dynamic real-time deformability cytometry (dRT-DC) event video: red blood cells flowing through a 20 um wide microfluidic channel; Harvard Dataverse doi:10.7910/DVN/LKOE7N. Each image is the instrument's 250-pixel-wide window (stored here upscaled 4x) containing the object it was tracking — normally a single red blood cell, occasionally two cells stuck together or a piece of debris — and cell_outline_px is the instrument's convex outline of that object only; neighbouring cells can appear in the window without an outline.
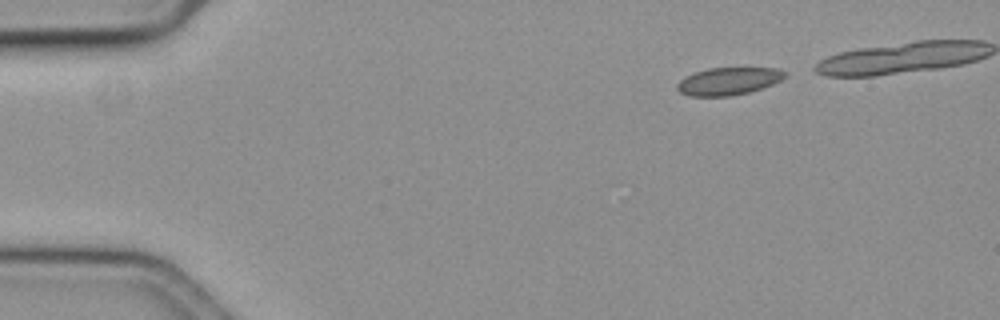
{"species": "common noctule bat (a hibernating species)", "species_latin": "Nyctalus noctula", "temperature_condition": "cold", "stored_images_in_passage": 18, "camera_frame_rate_fps": 3000, "um_per_image_px": 0.085, "animal": {"sex": "female", "body_mass_g": 19.3, "forearm_length_mm": 54.1}, "frame": {"image": 1, "passage_image": 1, "time_ms": 0.0, "image_size_px": [1000, 320], "cell_outline_px": [[788, 76], [772, 84], [748, 92], [732, 96], [688, 96], [680, 92], [676, 88], [676, 84], [684, 76], [692, 72], [708, 68], [776, 68], [788, 72]], "centroid_in_image_um": [61.89, 6.89], "position_along_channel_um": 23.1, "area_um2": 17.46}}
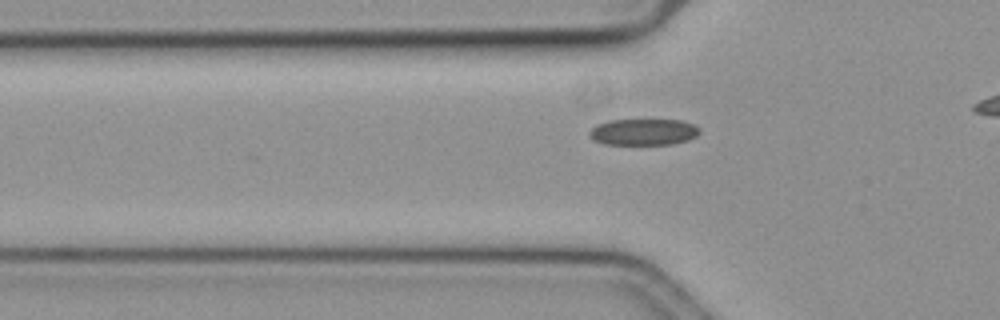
{"frame": {"image": 2, "passage_image": 12, "time_ms": 3.667, "image_size_px": [1000, 320], "cell_outline_px": [[700, 132], [696, 136], [688, 140], [672, 144], [604, 144], [592, 140], [588, 136], [588, 132], [596, 124], [608, 120], [680, 120], [696, 124], [700, 128]], "centroid_in_image_um": [54.68, 11.21], "position_along_channel_um": 71.1, "area_um2": 17.17}}
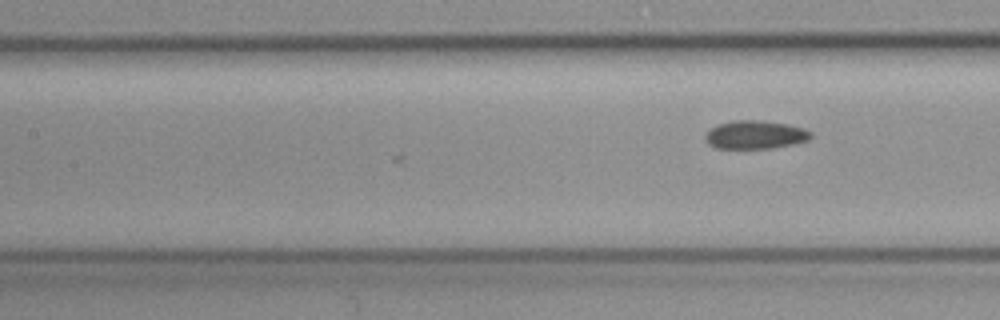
{"frame": {"image": 3, "passage_image": 18, "time_ms": 5.667, "image_size_px": [1000, 320], "cell_outline_px": [[812, 136], [808, 140], [792, 144], [772, 148], [716, 148], [708, 144], [704, 140], [704, 136], [712, 128], [720, 124], [732, 120], [760, 120], [788, 124], [804, 128], [812, 132]], "centroid_in_image_um": [64.2, 11.45], "position_along_channel_um": 143.2, "area_um2": 17.4}}